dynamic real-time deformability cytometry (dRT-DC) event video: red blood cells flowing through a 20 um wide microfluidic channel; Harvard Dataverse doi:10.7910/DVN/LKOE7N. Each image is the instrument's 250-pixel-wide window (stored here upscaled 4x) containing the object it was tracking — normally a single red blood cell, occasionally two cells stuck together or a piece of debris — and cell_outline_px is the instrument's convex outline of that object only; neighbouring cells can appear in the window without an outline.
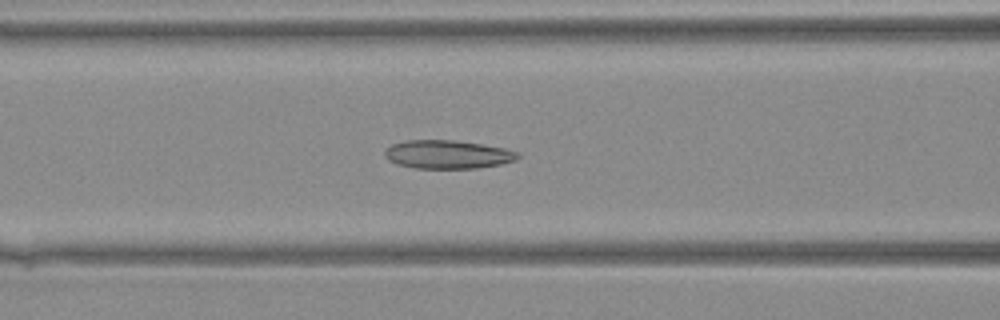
{"species": "Egyptian fruit bat (a non-hibernating species)", "species_latin": "Rousettus aegyptiacus", "temperature_condition": "warm", "stored_images_in_passage": 18, "camera_frame_rate_fps": 3000, "um_per_image_px": 0.085, "animal": {"sex": "female"}, "frame": {"image": 1, "passage_image": 12, "time_ms": 3.667, "image_size_px": [1000, 320], "cell_outline_px": [[520, 156], [516, 160], [500, 164], [476, 168], [416, 168], [396, 164], [388, 160], [384, 156], [384, 152], [392, 144], [408, 140], [452, 140], [480, 144], [504, 148], [520, 152]], "centroid_in_image_um": [38.05, 13.13], "position_along_channel_um": 128.6, "area_um2": 21.96}}
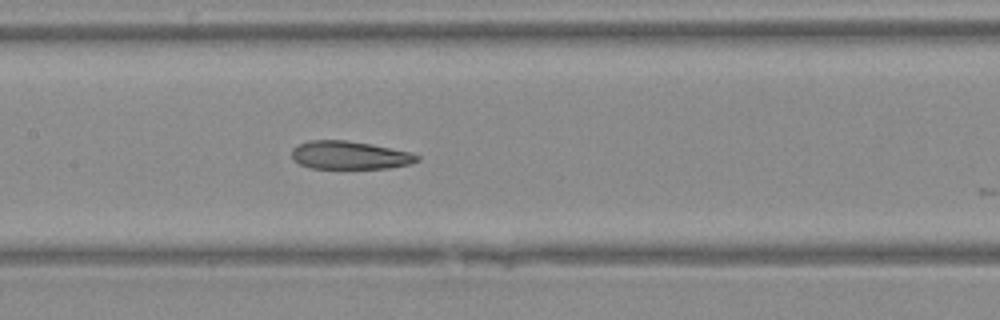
{"frame": {"image": 2, "passage_image": 15, "time_ms": 4.667, "image_size_px": [1000, 320], "cell_outline_px": [[420, 160], [412, 164], [388, 168], [312, 168], [300, 164], [292, 156], [292, 148], [296, 144], [312, 140], [344, 140], [372, 144], [408, 152], [420, 156]], "centroid_in_image_um": [29.73, 13.19], "position_along_channel_um": 177.7, "area_um2": 20.46}}
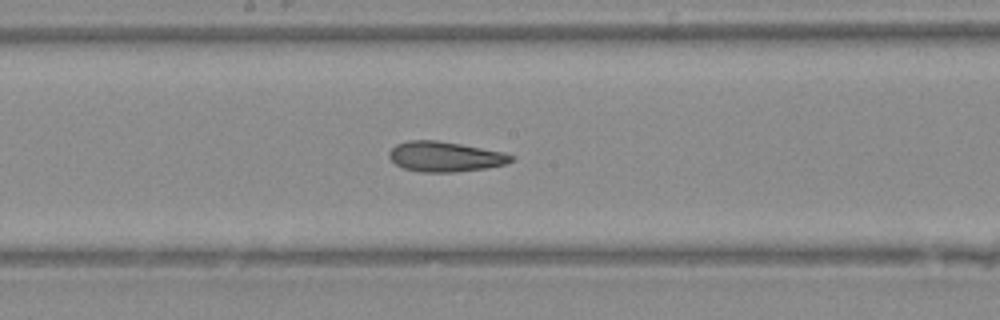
{"frame": {"image": 3, "passage_image": 17, "time_ms": 5.333, "image_size_px": [1000, 320], "cell_outline_px": [[516, 156], [512, 160], [504, 164], [484, 168], [452, 172], [420, 172], [404, 168], [396, 164], [388, 156], [388, 152], [396, 144], [408, 140], [436, 140], [460, 144], [504, 152]], "centroid_in_image_um": [37.8, 13.3], "position_along_channel_um": 210.4, "area_um2": 21.27}}